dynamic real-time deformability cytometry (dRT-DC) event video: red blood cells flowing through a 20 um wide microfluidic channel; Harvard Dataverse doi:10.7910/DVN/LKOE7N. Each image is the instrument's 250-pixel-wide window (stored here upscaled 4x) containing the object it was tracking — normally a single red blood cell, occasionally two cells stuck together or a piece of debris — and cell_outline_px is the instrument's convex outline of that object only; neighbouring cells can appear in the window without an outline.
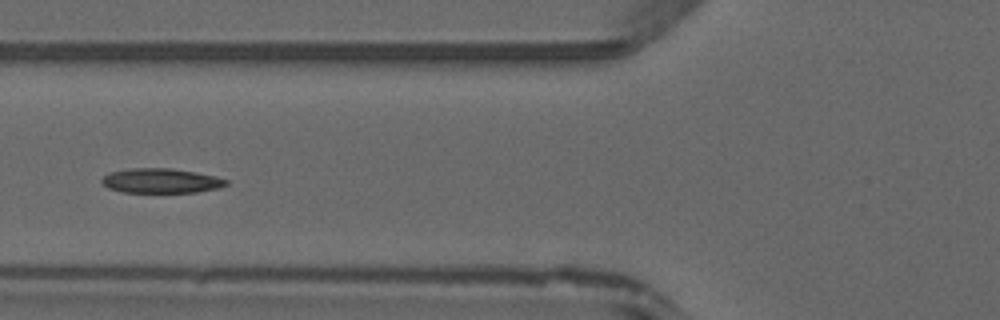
{"species": "common noctule bat (a hibernating species)", "species_latin": "Nyctalus noctula", "temperature_condition": "warm", "stored_images_in_passage": 36, "camera_frame_rate_fps": 3000, "um_per_image_px": 0.085, "animal": {"sex": "male", "forearm_length_mm": 52.5}, "frame": {"image": 1, "passage_image": 6, "time_ms": 1.667, "image_size_px": [1000, 320], "cell_outline_px": [[228, 184], [220, 188], [196, 192], [124, 192], [108, 188], [100, 180], [104, 176], [112, 172], [132, 168], [172, 168], [196, 172], [216, 176], [228, 180]], "centroid_in_image_um": [13.73, 15.36], "position_along_channel_um": 112.1, "area_um2": 17.8}}